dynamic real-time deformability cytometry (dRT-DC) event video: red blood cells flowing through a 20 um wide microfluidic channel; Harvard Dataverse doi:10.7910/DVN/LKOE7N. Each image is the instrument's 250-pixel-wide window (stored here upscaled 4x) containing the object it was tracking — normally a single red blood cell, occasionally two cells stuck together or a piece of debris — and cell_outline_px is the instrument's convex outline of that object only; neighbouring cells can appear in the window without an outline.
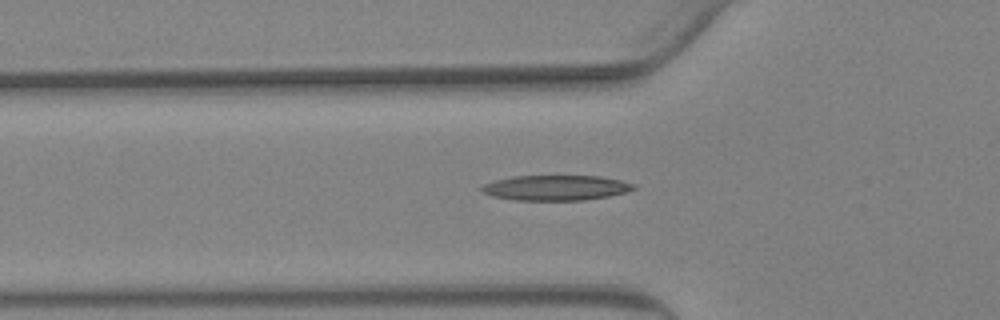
{"species": "Egyptian fruit bat (a non-hibernating species)", "species_latin": "Rousettus aegyptiacus", "temperature_condition": "warm", "stored_images_in_passage": 55, "camera_frame_rate_fps": 3000, "um_per_image_px": 0.085, "animal": {"sex": "female"}, "frame": {"image": 1, "passage_image": 19, "time_ms": 6.0, "image_size_px": [1000, 320], "cell_outline_px": [[636, 188], [624, 192], [608, 196], [584, 200], [516, 200], [492, 196], [480, 192], [480, 188], [484, 184], [496, 180], [512, 176], [600, 176], [620, 180], [636, 184]], "centroid_in_image_um": [47.22, 15.96], "position_along_channel_um": 78.6, "area_um2": 22.25}}
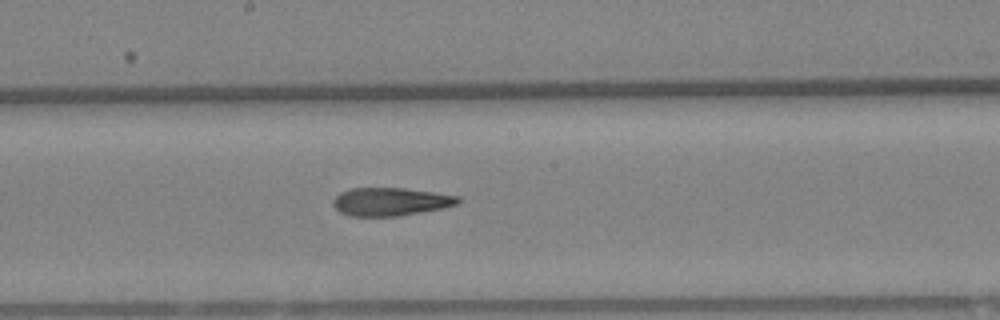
{"frame": {"image": 2, "passage_image": 30, "time_ms": 9.667, "image_size_px": [1000, 320], "cell_outline_px": [[460, 200], [456, 204], [444, 208], [396, 216], [348, 216], [340, 212], [332, 204], [332, 200], [340, 192], [352, 188], [404, 188], [460, 196]], "centroid_in_image_um": [33.17, 17.14], "position_along_channel_um": 215.0, "area_um2": 20.4}}
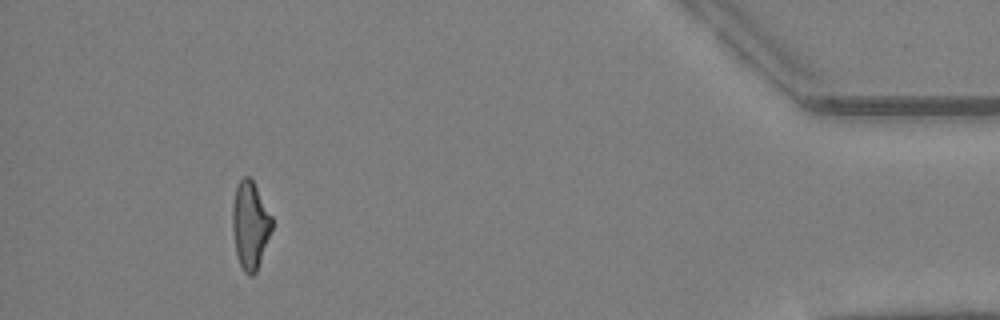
{"frame": {"image": 3, "passage_image": 51, "time_ms": 16.667, "image_size_px": [1000, 320], "cell_outline_px": [[272, 228], [256, 272], [252, 276], [248, 276], [244, 272], [240, 264], [236, 252], [232, 228], [232, 204], [236, 188], [240, 180], [244, 176], [248, 176], [252, 180], [272, 216]], "centroid_in_image_um": [21.25, 19.14], "position_along_channel_um": 414.0, "area_um2": 19.88}, "authors_computed_cell_mechanics": {"area_um2": 21.097, "velocity_mm_per_s": 3.7278, "shape_relaxation_time_tau1_ms": null, "shape_relaxation_time_tau2_ms": 4.524, "deformation_change_tau1": null, "deformation_change_tau2": 0.169}}